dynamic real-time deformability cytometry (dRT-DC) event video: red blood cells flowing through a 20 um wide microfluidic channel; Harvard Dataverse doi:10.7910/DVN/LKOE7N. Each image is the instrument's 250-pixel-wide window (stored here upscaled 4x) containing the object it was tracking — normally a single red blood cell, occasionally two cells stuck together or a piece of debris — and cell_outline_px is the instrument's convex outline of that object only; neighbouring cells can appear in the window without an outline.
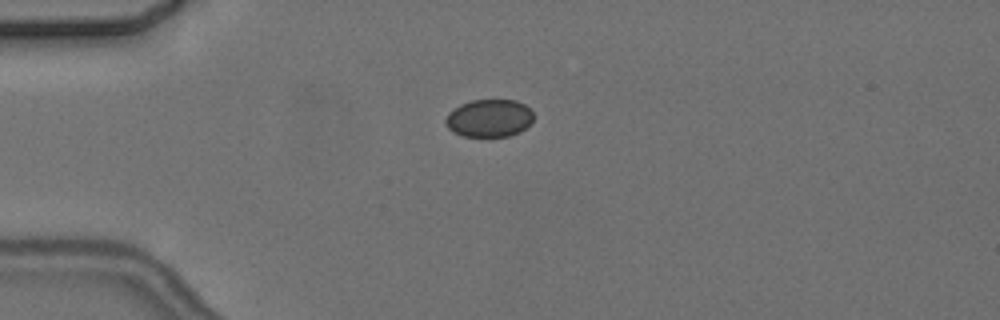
{"species": "common noctule bat (a hibernating species)", "species_latin": "Nyctalus noctula", "temperature_condition": "cold", "stored_images_in_passage": 1, "camera_frame_rate_fps": 3000, "um_per_image_px": 0.085, "animal": {"sex": "female", "body_mass_g": 24.6, "forearm_length_mm": 56.2}, "frame": {"image": 1, "passage_image": 1, "time_ms": 0.0, "image_size_px": [1000, 320], "cell_outline_px": [[532, 124], [520, 132], [508, 136], [460, 136], [452, 132], [448, 128], [444, 120], [448, 112], [460, 104], [472, 100], [516, 100], [524, 104], [532, 112]], "centroid_in_image_um": [41.56, 10.05], "position_along_channel_um": 43.4, "area_um2": 19.48}}